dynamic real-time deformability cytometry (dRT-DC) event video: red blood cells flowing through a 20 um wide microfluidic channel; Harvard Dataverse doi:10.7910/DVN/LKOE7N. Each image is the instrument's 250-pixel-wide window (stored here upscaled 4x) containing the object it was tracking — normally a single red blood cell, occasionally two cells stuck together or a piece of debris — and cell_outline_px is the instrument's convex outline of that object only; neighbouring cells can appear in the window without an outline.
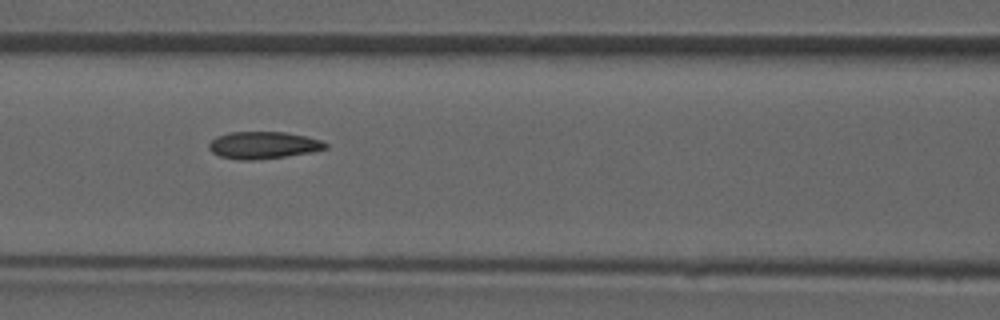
{"species": "common noctule bat (a hibernating species)", "species_latin": "Nyctalus noctula", "temperature_condition": "room temperature", "stored_images_in_passage": 8, "camera_frame_rate_fps": 3000, "um_per_image_px": 0.085, "animal": {"sex": "male", "forearm_length_mm": 52.5}, "frame": {"image": 1, "passage_image": 6, "time_ms": 6.333, "image_size_px": [1000, 320], "cell_outline_px": [[328, 148], [312, 152], [284, 156], [252, 160], [240, 160], [220, 156], [212, 152], [208, 148], [208, 144], [216, 136], [228, 132], [284, 132], [308, 136], [320, 140], [328, 144]], "centroid_in_image_um": [22.37, 12.33], "position_along_channel_um": 144.2, "area_um2": 18.44}}